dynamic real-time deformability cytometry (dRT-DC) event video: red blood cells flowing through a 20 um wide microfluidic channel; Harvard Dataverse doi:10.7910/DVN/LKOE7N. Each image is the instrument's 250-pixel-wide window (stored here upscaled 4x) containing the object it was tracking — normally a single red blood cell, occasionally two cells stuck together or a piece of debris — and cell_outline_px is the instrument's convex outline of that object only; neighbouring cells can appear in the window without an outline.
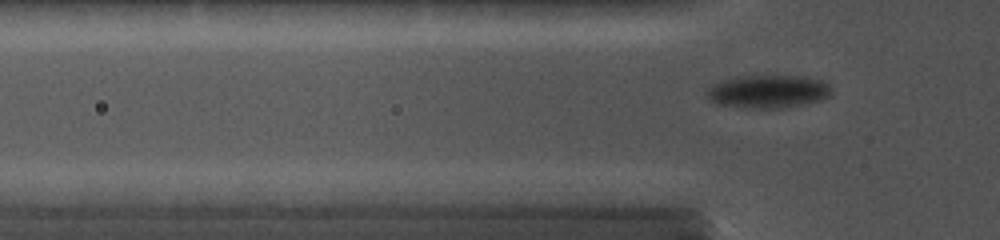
{"species": "common noctule bat (a hibernating species)", "species_latin": "Nyctalus noctula", "temperature_condition": "cold", "stored_images_in_passage": 65, "camera_frame_rate_fps": 5000, "um_per_image_px": 0.085, "animal": {"sex": "female", "body_mass_g": 19.0, "forearm_length_mm": 56.7}, "frame": {"image": 1, "passage_image": 9, "time_ms": 1.6, "image_size_px": [1000, 240], "cell_outline_px": [[832, 96], [820, 100], [804, 104], [784, 108], [744, 108], [716, 104], [708, 100], [708, 84], [736, 76], [804, 76], [824, 80], [832, 88]], "centroid_in_image_um": [65.29, 7.78], "position_along_channel_um": 60.5, "area_um2": 24.51}}
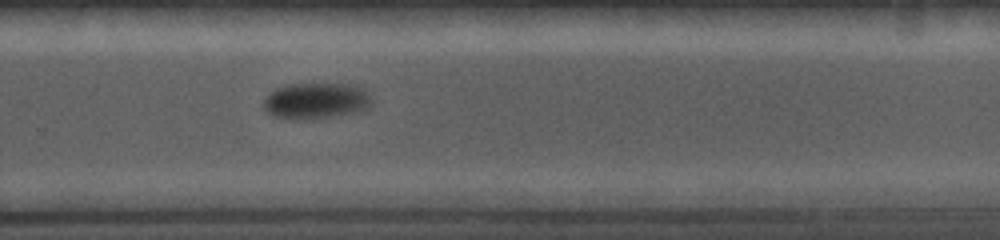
{"frame": {"image": 2, "passage_image": 40, "time_ms": 7.8, "image_size_px": [1000, 240], "cell_outline_px": [[372, 104], [368, 108], [352, 112], [304, 120], [272, 116], [264, 108], [264, 100], [276, 88], [288, 84], [348, 84], [360, 88], [372, 100]], "centroid_in_image_um": [26.82, 8.56], "position_along_channel_um": 303.0, "area_um2": 22.14}}
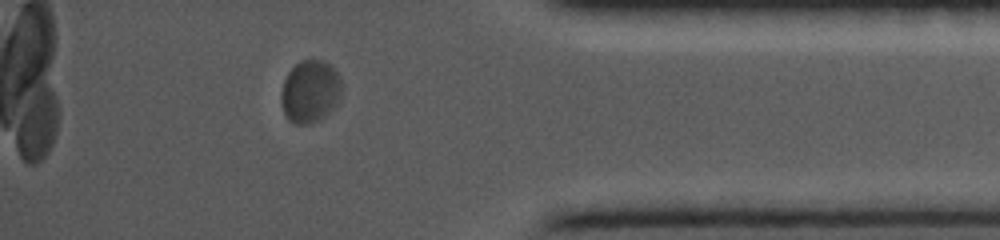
{"frame": {"image": 3, "passage_image": 55, "time_ms": 10.8, "image_size_px": [1000, 240], "cell_outline_px": [[344, 88], [336, 104], [324, 116], [308, 124], [292, 124], [288, 120], [284, 112], [280, 100], [280, 92], [284, 80], [288, 72], [300, 60], [324, 60], [332, 64], [340, 76], [344, 84]], "centroid_in_image_um": [26.38, 7.74], "position_along_channel_um": 408.8, "area_um2": 22.48}}